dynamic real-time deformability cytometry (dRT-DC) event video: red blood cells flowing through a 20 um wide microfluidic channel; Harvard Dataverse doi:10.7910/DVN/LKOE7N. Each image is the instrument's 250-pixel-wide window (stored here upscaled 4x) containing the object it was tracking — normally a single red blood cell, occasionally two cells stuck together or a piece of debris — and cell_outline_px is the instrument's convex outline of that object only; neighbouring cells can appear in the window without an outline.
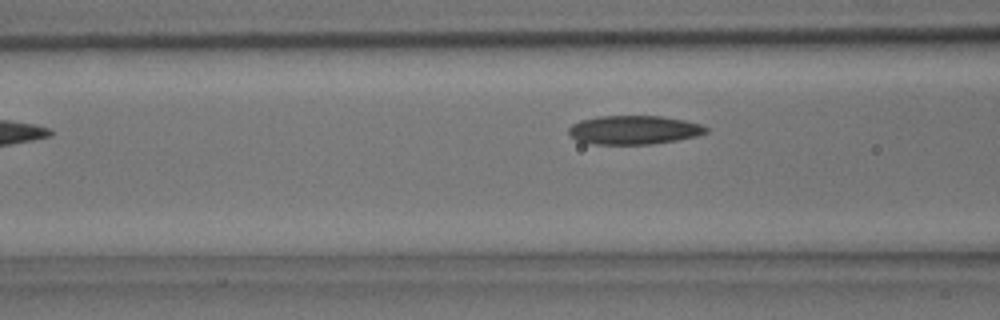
{"species": "common noctule bat (a hibernating species)", "species_latin": "Nyctalus noctula", "temperature_condition": "room temperature", "stored_images_in_passage": 6, "camera_frame_rate_fps": 3000, "um_per_image_px": 0.085, "animal": {"sex": "male", "body_mass_g": 15.6}, "frame": {"image": 1, "passage_image": 5, "time_ms": 1.333, "image_size_px": [1000, 320], "cell_outline_px": [[708, 132], [696, 136], [676, 140], [652, 144], [596, 144], [576, 140], [568, 132], [568, 128], [572, 124], [580, 120], [600, 116], [660, 116], [684, 120], [700, 124], [708, 128]], "centroid_in_image_um": [53.88, 11.04], "position_along_channel_um": 112.7, "area_um2": 22.95}}
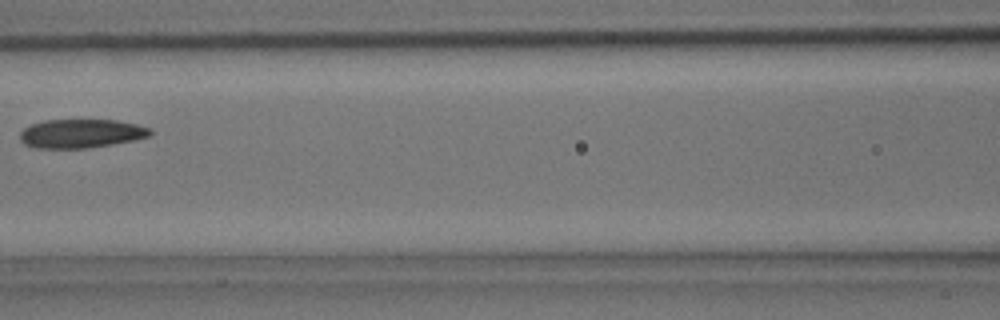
{"frame": {"image": 2, "passage_image": 6, "time_ms": 1.667, "image_size_px": [1000, 320], "cell_outline_px": [[152, 132], [148, 136], [132, 140], [112, 144], [88, 148], [36, 148], [24, 144], [20, 140], [20, 132], [24, 128], [32, 124], [44, 120], [116, 120], [136, 124], [152, 128]], "centroid_in_image_um": [6.87, 11.35], "position_along_channel_um": 159.7, "area_um2": 21.79}}